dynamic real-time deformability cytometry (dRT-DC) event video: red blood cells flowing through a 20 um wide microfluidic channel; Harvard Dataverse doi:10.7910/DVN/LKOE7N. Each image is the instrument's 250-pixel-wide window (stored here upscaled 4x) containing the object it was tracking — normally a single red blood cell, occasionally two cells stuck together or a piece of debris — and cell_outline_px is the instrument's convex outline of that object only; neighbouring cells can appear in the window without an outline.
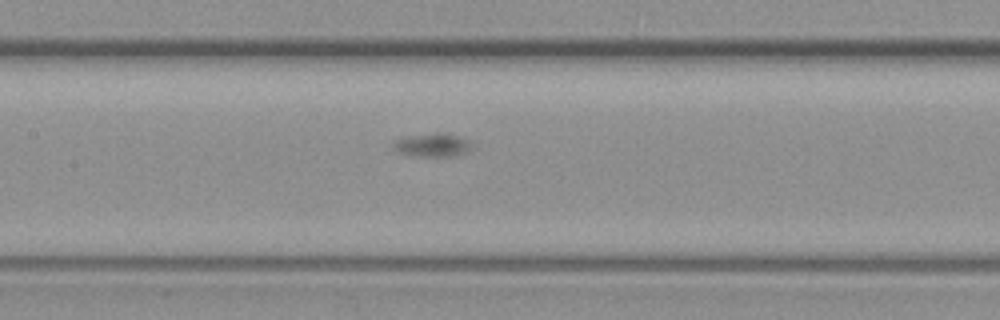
{"species": "common noctule bat (a hibernating species)", "species_latin": "Nyctalus noctula", "temperature_condition": "warm", "stored_images_in_passage": 49, "camera_frame_rate_fps": 3000, "um_per_image_px": 0.085, "animal": {"sex": "female", "body_mass_g": 19.3, "forearm_length_mm": 54.1}, "frame": {"image": 1, "passage_image": 36, "time_ms": 11.667, "image_size_px": [1000, 320], "cell_outline_px": [[472, 148], [452, 156], [416, 156], [396, 152], [392, 148], [392, 144], [396, 140], [408, 136], [436, 132], [444, 132], [468, 140]], "centroid_in_image_um": [36.69, 12.32], "position_along_channel_um": 170.7, "area_um2": 10.58}}
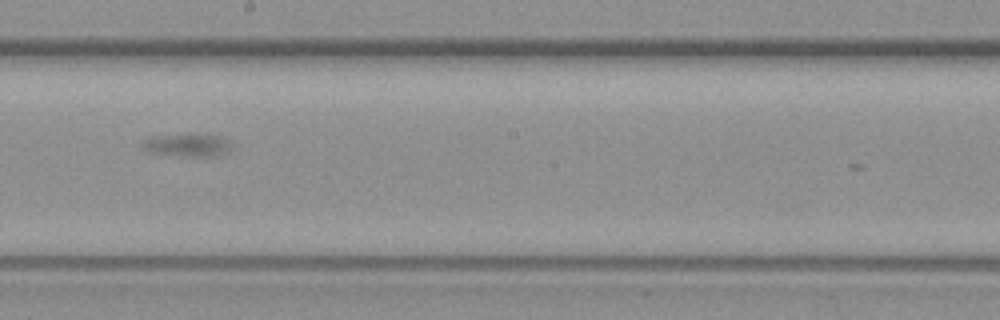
{"frame": {"image": 2, "passage_image": 42, "time_ms": 13.667, "image_size_px": [1000, 320], "cell_outline_px": [[228, 144], [216, 156], [192, 156], [148, 152], [140, 144], [144, 140], [152, 136], [224, 136], [228, 140]], "centroid_in_image_um": [15.8, 12.34], "position_along_channel_um": 232.4, "area_um2": 10.75}}
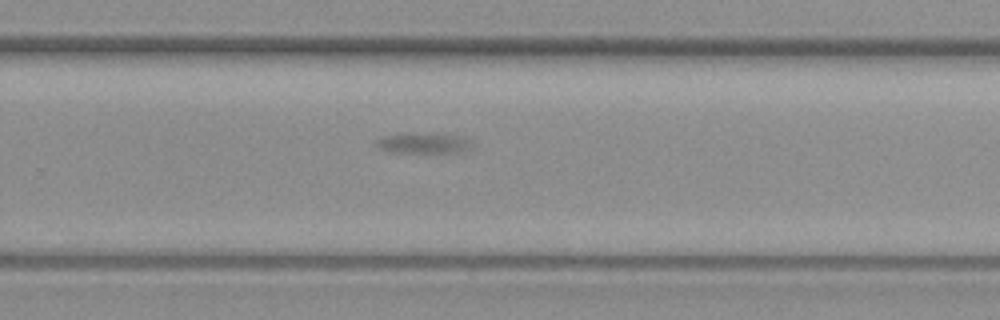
{"frame": {"image": 3, "passage_image": 48, "time_ms": 15.667, "image_size_px": [1000, 320], "cell_outline_px": [[472, 148], [460, 152], [388, 152], [380, 148], [376, 144], [376, 140], [384, 136], [404, 132], [408, 132], [460, 136], [468, 140]], "centroid_in_image_um": [35.94, 12.16], "position_along_channel_um": 293.9, "area_um2": 11.33}}